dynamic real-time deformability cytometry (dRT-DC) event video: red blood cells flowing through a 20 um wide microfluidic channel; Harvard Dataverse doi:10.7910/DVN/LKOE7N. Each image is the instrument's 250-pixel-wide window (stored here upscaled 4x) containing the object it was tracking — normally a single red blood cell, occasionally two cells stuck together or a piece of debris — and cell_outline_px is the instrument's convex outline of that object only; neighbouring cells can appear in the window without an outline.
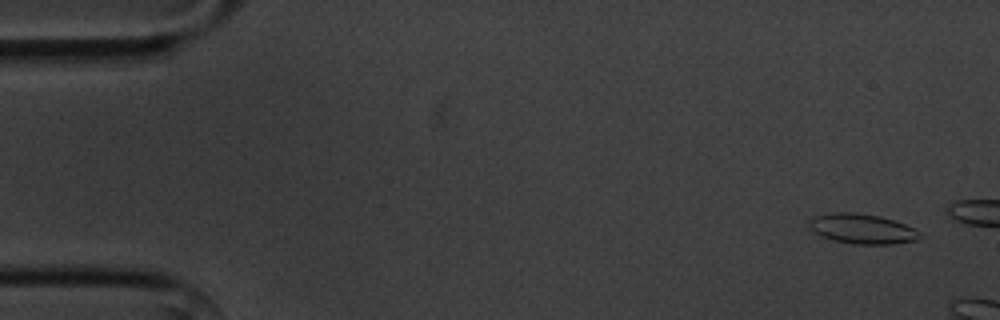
{"species": "common noctule bat (a hibernating species)", "species_latin": "Nyctalus noctula", "temperature_condition": "cold", "stored_images_in_passage": 3, "camera_frame_rate_fps": 3000, "um_per_image_px": 0.085, "animal": {"sex": "male", "body_mass_g": 20.1, "forearm_length_mm": 53.5}, "frame": {"image": 1, "passage_image": 1, "time_ms": 0.0, "image_size_px": [1000, 320], "cell_outline_px": [[920, 236], [916, 240], [892, 244], [852, 244], [832, 240], [820, 236], [808, 224], [808, 220], [812, 216], [836, 212], [856, 212], [880, 216], [916, 228], [920, 232]], "centroid_in_image_um": [73.27, 19.44], "position_along_channel_um": 11.7, "area_um2": 19.36}}